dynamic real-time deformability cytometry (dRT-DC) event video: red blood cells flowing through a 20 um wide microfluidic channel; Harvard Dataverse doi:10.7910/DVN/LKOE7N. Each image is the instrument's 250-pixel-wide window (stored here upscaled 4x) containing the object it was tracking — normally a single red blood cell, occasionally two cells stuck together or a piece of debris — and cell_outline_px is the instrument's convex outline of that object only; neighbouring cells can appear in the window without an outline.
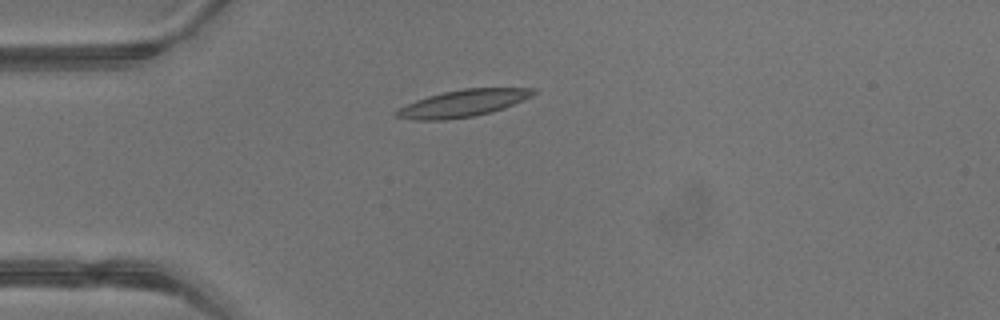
{"species": "common noctule bat (a hibernating species)", "species_latin": "Nyctalus noctula", "temperature_condition": "warm", "stored_images_in_passage": 3, "camera_frame_rate_fps": 3000, "um_per_image_px": 0.085, "animal": {"sex": "male", "body_mass_g": 13.3}, "frame": {"image": 1, "passage_image": 2, "time_ms": 0.333, "image_size_px": [1000, 320], "cell_outline_px": [[536, 92], [532, 96], [524, 100], [504, 108], [492, 112], [476, 116], [444, 120], [416, 120], [396, 116], [392, 112], [416, 100], [428, 96], [444, 92], [464, 88], [536, 88]], "centroid_in_image_um": [39.38, 8.78], "position_along_channel_um": 45.6, "area_um2": 21.5}}